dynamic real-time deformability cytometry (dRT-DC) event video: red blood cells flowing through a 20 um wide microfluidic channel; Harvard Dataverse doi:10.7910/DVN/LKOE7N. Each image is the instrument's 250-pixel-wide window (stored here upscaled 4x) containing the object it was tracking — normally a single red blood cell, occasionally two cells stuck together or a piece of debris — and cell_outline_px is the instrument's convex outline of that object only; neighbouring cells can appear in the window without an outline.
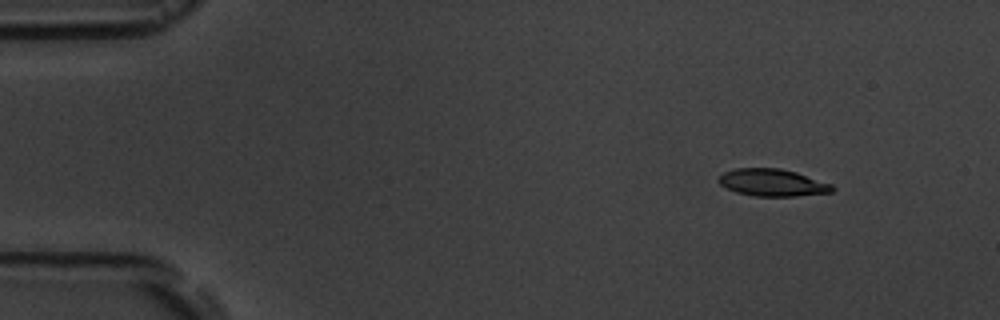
{"species": "common noctule bat (a hibernating species)", "species_latin": "Nyctalus noctula", "temperature_condition": "room temperature", "stored_images_in_passage": 5, "camera_frame_rate_fps": 3000, "um_per_image_px": 0.085, "animal": {"sex": "male", "body_mass_g": 19.5, "forearm_length_mm": 54.6}, "frame": {"image": 1, "passage_image": 2, "time_ms": 2.0, "image_size_px": [1000, 320], "cell_outline_px": [[836, 188], [832, 192], [796, 196], [756, 196], [736, 192], [720, 184], [720, 176], [724, 172], [736, 168], [780, 168], [796, 172], [832, 184]], "centroid_in_image_um": [65.7, 15.52], "position_along_channel_um": 19.3, "area_um2": 17.86}}
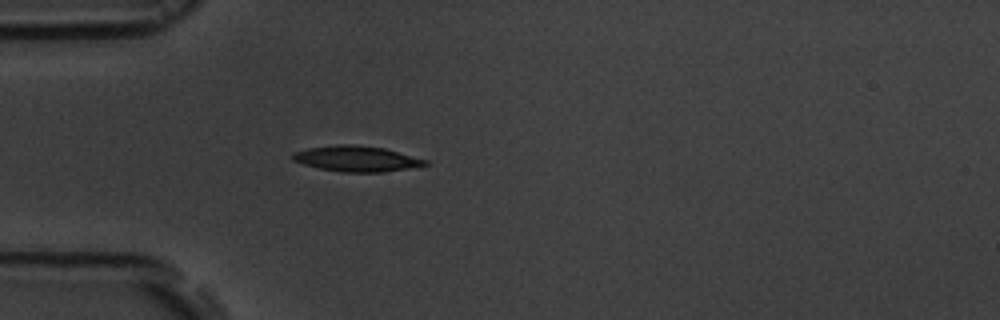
{"frame": {"image": 2, "passage_image": 5, "time_ms": 5.333, "image_size_px": [1000, 320], "cell_outline_px": [[428, 164], [408, 168], [384, 172], [344, 172], [320, 168], [304, 164], [292, 160], [292, 152], [308, 148], [336, 144], [352, 144], [384, 148], [428, 160]], "centroid_in_image_um": [30.28, 13.48], "position_along_channel_um": 54.7, "area_um2": 19.65}}